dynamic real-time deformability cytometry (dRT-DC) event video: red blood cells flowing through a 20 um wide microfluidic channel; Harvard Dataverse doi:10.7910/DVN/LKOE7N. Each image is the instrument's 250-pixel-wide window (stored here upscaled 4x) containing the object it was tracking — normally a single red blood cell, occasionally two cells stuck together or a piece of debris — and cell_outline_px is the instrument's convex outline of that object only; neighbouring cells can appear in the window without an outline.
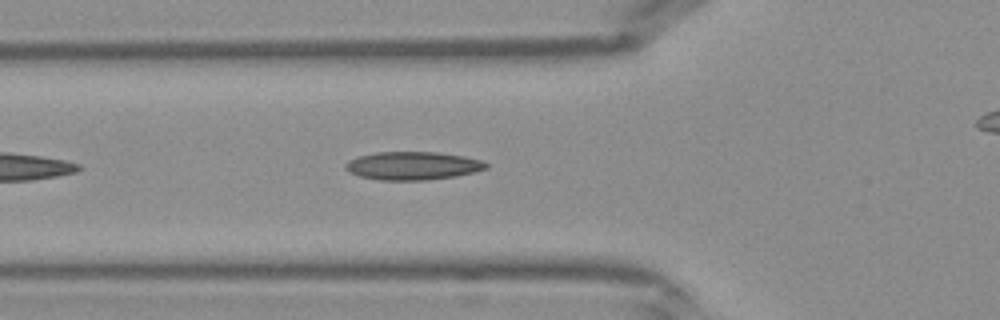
{"species": "Egyptian fruit bat (a non-hibernating species)", "species_latin": "Rousettus aegyptiacus", "temperature_condition": "warm", "stored_images_in_passage": 10, "camera_frame_rate_fps": 3000, "um_per_image_px": 0.085, "frame": {"image": 1, "passage_image": 5, "time_ms": 1.333, "image_size_px": [1000, 320], "cell_outline_px": [[488, 168], [456, 176], [424, 180], [380, 180], [360, 176], [344, 168], [344, 164], [348, 160], [360, 156], [376, 152], [436, 152], [464, 156], [480, 160], [488, 164]], "centroid_in_image_um": [35.07, 14.08], "position_along_channel_um": 90.7, "area_um2": 22.89}}